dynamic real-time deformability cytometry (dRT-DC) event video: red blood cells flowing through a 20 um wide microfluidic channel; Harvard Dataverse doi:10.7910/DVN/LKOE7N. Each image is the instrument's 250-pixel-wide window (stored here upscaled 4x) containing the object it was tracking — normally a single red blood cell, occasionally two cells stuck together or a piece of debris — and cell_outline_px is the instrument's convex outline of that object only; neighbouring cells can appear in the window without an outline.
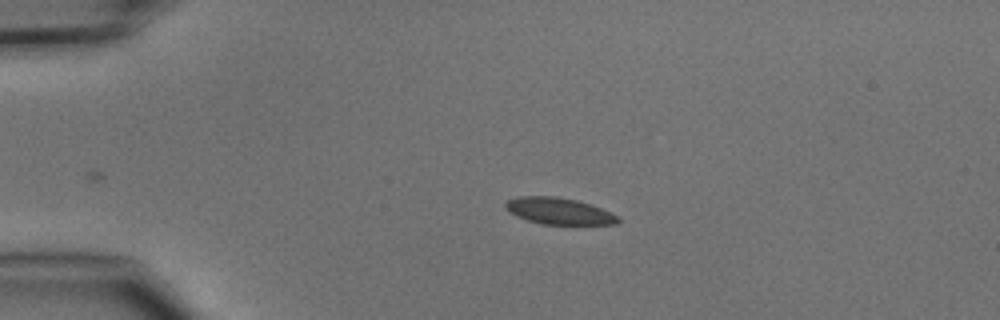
{"species": "common noctule bat (a hibernating species)", "species_latin": "Nyctalus noctula", "temperature_condition": "cold", "stored_images_in_passage": 2, "camera_frame_rate_fps": 3000, "um_per_image_px": 0.085, "animal": {"sex": "male", "body_mass_g": 15.6}, "frame": {"image": 1, "passage_image": 1, "time_ms": 0.0, "image_size_px": [1000, 320], "cell_outline_px": [[620, 220], [616, 224], [544, 224], [528, 220], [516, 216], [504, 208], [504, 204], [508, 200], [520, 196], [556, 196], [576, 200], [600, 208], [620, 216]], "centroid_in_image_um": [47.49, 17.93], "position_along_channel_um": 37.5, "area_um2": 17.28}}